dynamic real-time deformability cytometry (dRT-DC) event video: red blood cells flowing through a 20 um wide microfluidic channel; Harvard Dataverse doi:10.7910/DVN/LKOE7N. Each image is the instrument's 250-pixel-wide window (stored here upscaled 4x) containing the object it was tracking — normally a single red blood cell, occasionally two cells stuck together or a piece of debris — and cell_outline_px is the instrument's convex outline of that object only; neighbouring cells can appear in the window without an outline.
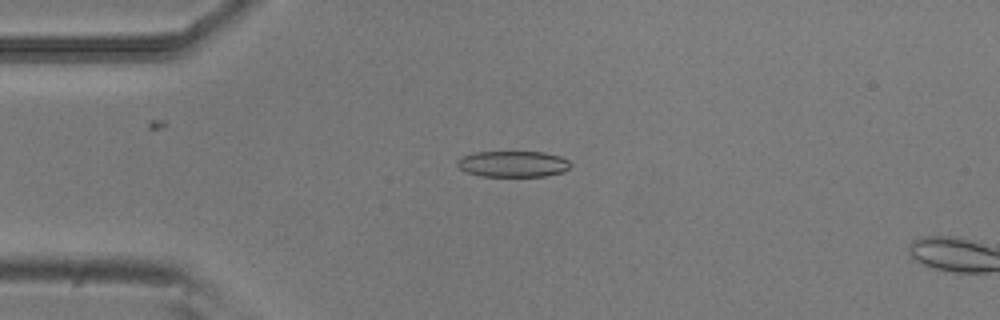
{"species": "common noctule bat (a hibernating species)", "species_latin": "Nyctalus noctula", "temperature_condition": "room temperature", "stored_images_in_passage": 15, "camera_frame_rate_fps": 3000, "um_per_image_px": 0.085, "animal": {"sex": "male", "body_mass_g": 20.5, "forearm_length_mm": 52.5}, "frame": {"image": 1, "passage_image": 13, "time_ms": 4.0, "image_size_px": [1000, 320], "cell_outline_px": [[572, 164], [564, 172], [548, 176], [480, 176], [468, 172], [460, 168], [456, 164], [456, 160], [460, 156], [476, 152], [544, 152], [560, 156], [568, 160]], "centroid_in_image_um": [43.61, 13.93], "position_along_channel_um": 41.4, "area_um2": 17.34}}